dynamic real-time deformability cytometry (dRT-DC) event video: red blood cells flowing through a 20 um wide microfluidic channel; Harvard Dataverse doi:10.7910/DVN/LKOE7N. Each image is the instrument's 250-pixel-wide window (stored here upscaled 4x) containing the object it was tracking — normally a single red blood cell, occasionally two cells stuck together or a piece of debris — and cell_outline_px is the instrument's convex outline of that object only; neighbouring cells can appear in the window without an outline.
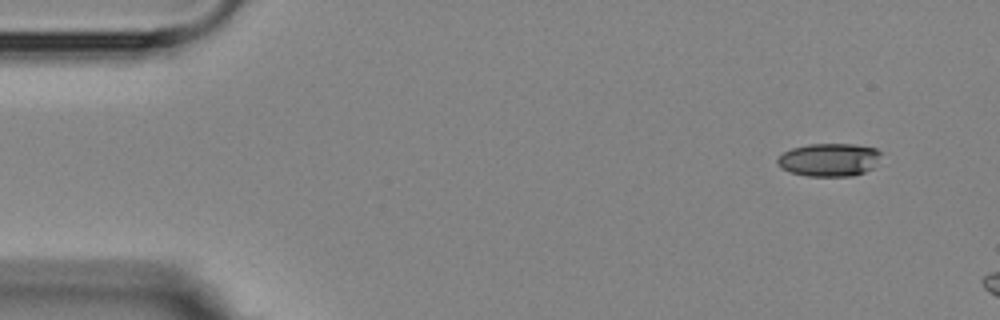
{"species": "Egyptian fruit bat (a non-hibernating species)", "species_latin": "Rousettus aegyptiacus", "temperature_condition": "room temperature", "stored_images_in_passage": 3, "camera_frame_rate_fps": 3000, "um_per_image_px": 0.085, "animal": {"sex": "female"}, "frame": {"image": 1, "passage_image": 1, "time_ms": 0.0, "image_size_px": [1000, 320], "cell_outline_px": [[880, 152], [872, 168], [864, 172], [852, 176], [808, 176], [792, 172], [780, 168], [776, 164], [776, 160], [784, 152], [792, 148], [808, 144], [856, 144], [876, 148]], "centroid_in_image_um": [70.44, 13.57], "position_along_channel_um": 14.6, "area_um2": 19.83}}